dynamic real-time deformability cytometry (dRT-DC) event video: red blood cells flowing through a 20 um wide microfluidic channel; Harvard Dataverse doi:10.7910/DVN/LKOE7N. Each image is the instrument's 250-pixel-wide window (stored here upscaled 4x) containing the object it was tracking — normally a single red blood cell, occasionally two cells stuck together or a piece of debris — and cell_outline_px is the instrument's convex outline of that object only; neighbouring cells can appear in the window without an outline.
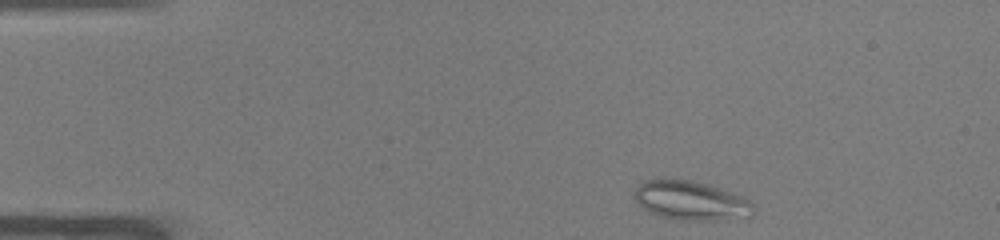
{"species": "common noctule bat (a hibernating species)", "species_latin": "Nyctalus noctula", "temperature_condition": "warm", "stored_images_in_passage": 45, "camera_frame_rate_fps": 3000, "um_per_image_px": 0.085, "animal": {"sex": "male", "body_mass_g": 19.0, "forearm_length_mm": 50.8}, "frame": {"image": 1, "passage_image": 2, "time_ms": 0.333, "image_size_px": [1000, 240], "cell_outline_px": [[756, 208], [752, 216], [708, 220], [680, 220], [664, 216], [652, 212], [644, 208], [636, 200], [636, 188], [644, 180], [688, 180], [708, 184], [732, 192], [748, 200]], "centroid_in_image_um": [58.78, 17.05], "position_along_channel_um": 26.2, "area_um2": 26.41}}
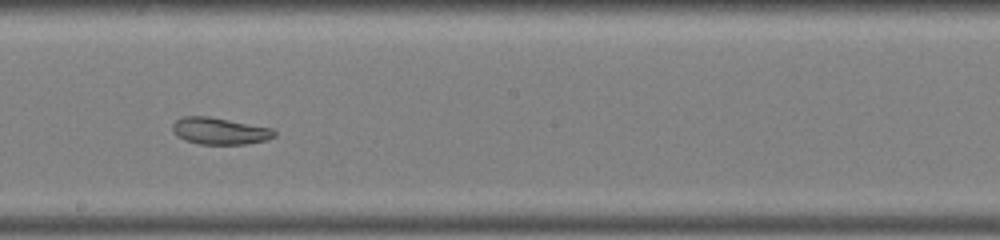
{"frame": {"image": 2, "passage_image": 23, "time_ms": 7.333, "image_size_px": [1000, 240], "cell_outline_px": [[276, 136], [264, 140], [244, 144], [200, 144], [184, 140], [176, 136], [172, 128], [172, 124], [176, 120], [184, 116], [208, 116], [272, 128], [276, 132]], "centroid_in_image_um": [18.65, 11.13], "position_along_channel_um": 229.6, "area_um2": 15.84}}
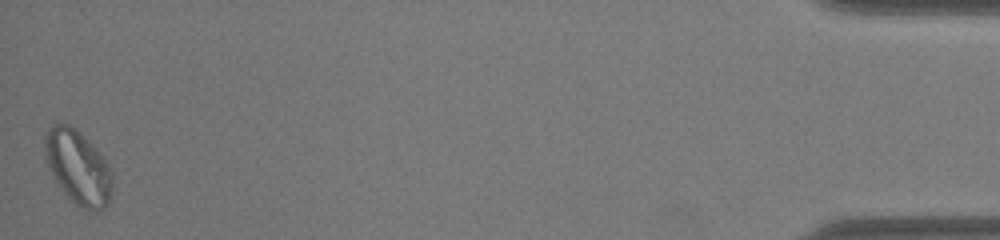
{"frame": {"image": 3, "passage_image": 45, "time_ms": 14.667, "image_size_px": [1000, 240], "cell_outline_px": [[112, 188], [108, 204], [100, 212], [88, 212], [80, 208], [56, 184], [44, 156], [44, 136], [48, 128], [52, 124], [68, 124], [88, 140], [104, 156], [112, 172]], "centroid_in_image_um": [6.63, 14.25], "position_along_channel_um": 428.6, "area_um2": 29.48}, "authors_computed_cell_mechanics": {"area_um2": 21.386, "velocity_mm_per_s": 3.9133, "shape_relaxation_time_tau1_ms": null, "shape_relaxation_time_tau2_ms": 1.0292, "deformation_change_tau1": null, "deformation_change_tau2": 0.0598}}